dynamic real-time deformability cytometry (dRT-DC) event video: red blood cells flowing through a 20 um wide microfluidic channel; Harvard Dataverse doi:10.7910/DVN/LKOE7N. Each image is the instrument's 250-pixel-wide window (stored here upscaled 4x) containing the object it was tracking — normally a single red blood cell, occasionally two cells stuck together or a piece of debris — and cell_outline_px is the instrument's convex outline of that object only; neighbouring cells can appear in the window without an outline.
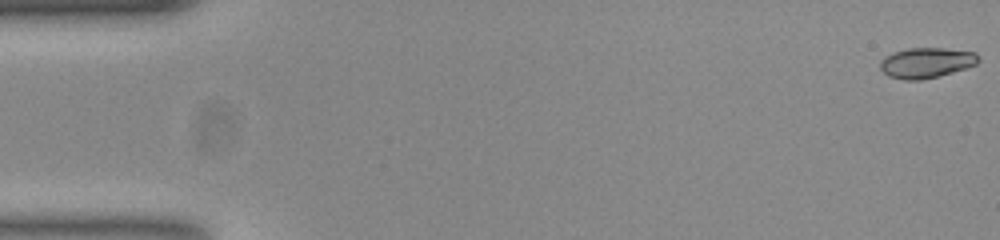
{"species": "common noctule bat (a hibernating species)", "species_latin": "Nyctalus noctula", "temperature_condition": "room temperature", "stored_images_in_passage": 54, "camera_frame_rate_fps": 3000, "um_per_image_px": 0.085, "animal": {"sex": "female", "body_mass_g": 23.0, "forearm_length_mm": 53.4}, "frame": {"image": 1, "passage_image": 1, "time_ms": 0.0, "image_size_px": [1000, 240], "cell_outline_px": [[980, 60], [976, 64], [952, 72], [920, 80], [904, 80], [888, 76], [880, 68], [880, 60], [884, 56], [892, 52], [908, 48], [944, 48], [976, 52], [980, 56]], "centroid_in_image_um": [78.72, 5.32], "position_along_channel_um": 6.3, "area_um2": 17.4}}
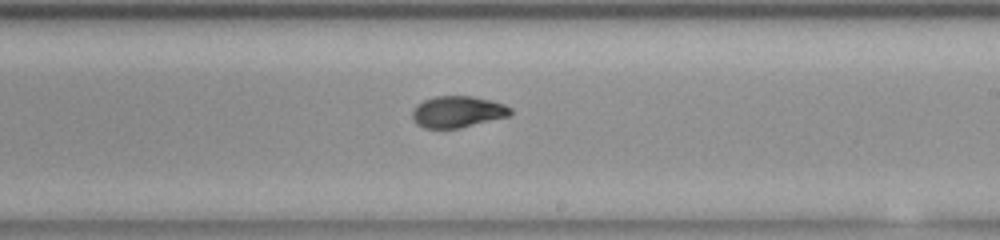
{"frame": {"image": 2, "passage_image": 32, "time_ms": 10.333, "image_size_px": [1000, 240], "cell_outline_px": [[512, 112], [508, 116], [460, 128], [424, 128], [416, 124], [412, 120], [412, 112], [416, 104], [432, 96], [472, 96], [504, 104], [512, 108]], "centroid_in_image_um": [38.85, 9.5], "position_along_channel_um": 250.1, "area_um2": 18.03}}
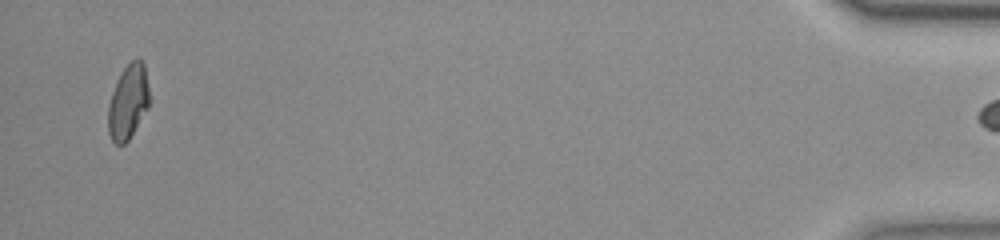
{"frame": {"image": 3, "passage_image": 53, "time_ms": 17.333, "image_size_px": [1000, 240], "cell_outline_px": [[148, 108], [128, 140], [124, 144], [116, 144], [112, 140], [108, 132], [108, 104], [112, 92], [120, 72], [136, 56], [144, 64], [148, 88]], "centroid_in_image_um": [10.87, 8.65], "position_along_channel_um": 424.3, "area_um2": 17.74}}